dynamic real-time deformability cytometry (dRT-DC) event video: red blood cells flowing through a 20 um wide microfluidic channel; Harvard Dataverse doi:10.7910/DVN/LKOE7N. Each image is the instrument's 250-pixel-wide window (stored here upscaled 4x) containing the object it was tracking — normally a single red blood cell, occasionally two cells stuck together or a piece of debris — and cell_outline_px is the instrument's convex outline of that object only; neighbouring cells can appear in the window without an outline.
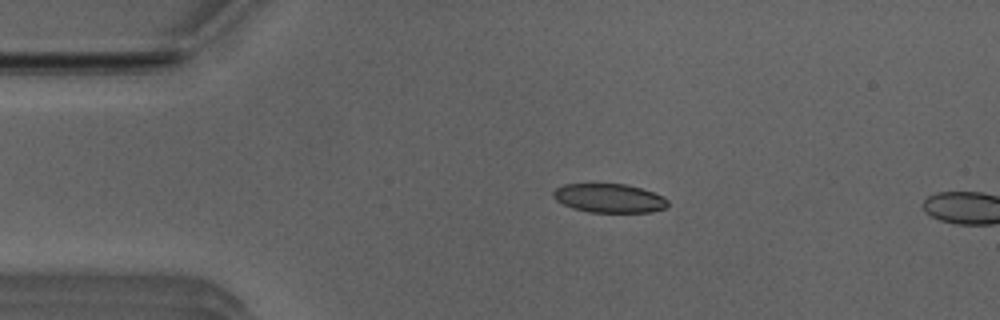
{"species": "Egyptian fruit bat (a non-hibernating species)", "species_latin": "Rousettus aegyptiacus", "temperature_condition": "room temperature", "stored_images_in_passage": 13, "camera_frame_rate_fps": 3000, "um_per_image_px": 0.085, "animal": {"sex": "male"}, "frame": {"image": 1, "passage_image": 11, "time_ms": 3.333, "image_size_px": [1000, 320], "cell_outline_px": [[668, 204], [664, 208], [652, 212], [588, 212], [572, 208], [556, 200], [552, 196], [552, 192], [556, 188], [564, 184], [624, 184], [640, 188], [664, 196], [668, 200]], "centroid_in_image_um": [51.77, 16.85], "position_along_channel_um": 33.2, "area_um2": 19.25}}